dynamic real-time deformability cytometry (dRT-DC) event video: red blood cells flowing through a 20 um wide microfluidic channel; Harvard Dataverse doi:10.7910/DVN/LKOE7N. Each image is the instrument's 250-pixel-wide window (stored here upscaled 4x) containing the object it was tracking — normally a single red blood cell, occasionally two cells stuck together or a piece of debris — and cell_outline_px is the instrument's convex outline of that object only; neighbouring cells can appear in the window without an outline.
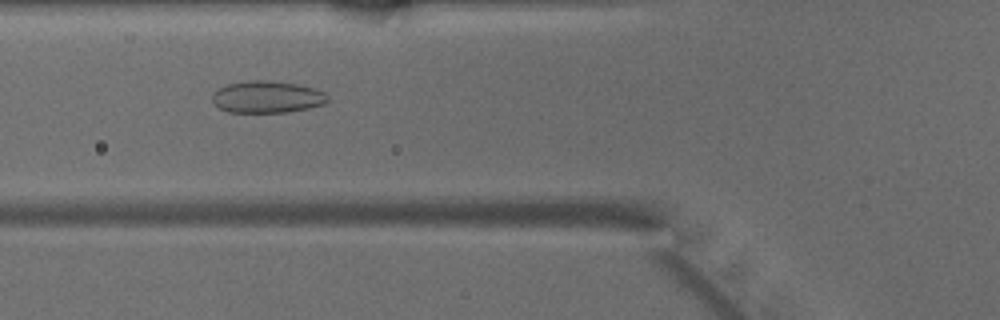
{"species": "common noctule bat (a hibernating species)", "species_latin": "Nyctalus noctula", "temperature_condition": "warm", "stored_images_in_passage": 40, "camera_frame_rate_fps": 3000, "um_per_image_px": 0.085, "animal": {"sex": "male", "body_mass_g": 15.6}, "frame": {"image": 1, "passage_image": 17, "time_ms": 5.333, "image_size_px": [1000, 320], "cell_outline_px": [[328, 100], [324, 104], [308, 108], [288, 112], [228, 112], [220, 108], [212, 100], [212, 92], [216, 88], [228, 84], [252, 80], [272, 80], [296, 84], [316, 88], [324, 92], [328, 96]], "centroid_in_image_um": [22.7, 8.23], "position_along_channel_um": 103.1, "area_um2": 21.62}}
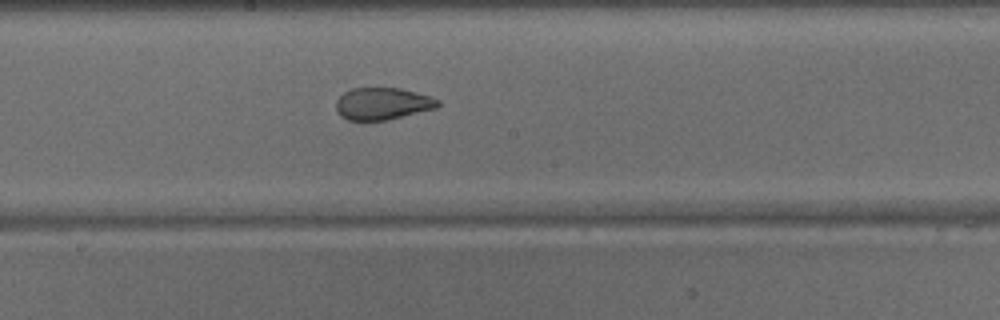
{"frame": {"image": 2, "passage_image": 25, "time_ms": 8.0, "image_size_px": [1000, 320], "cell_outline_px": [[440, 104], [436, 108], [384, 120], [348, 120], [340, 116], [336, 108], [336, 100], [344, 92], [352, 88], [400, 88], [416, 92], [440, 100]], "centroid_in_image_um": [32.49, 8.8], "position_along_channel_um": 215.7, "area_um2": 18.84}}
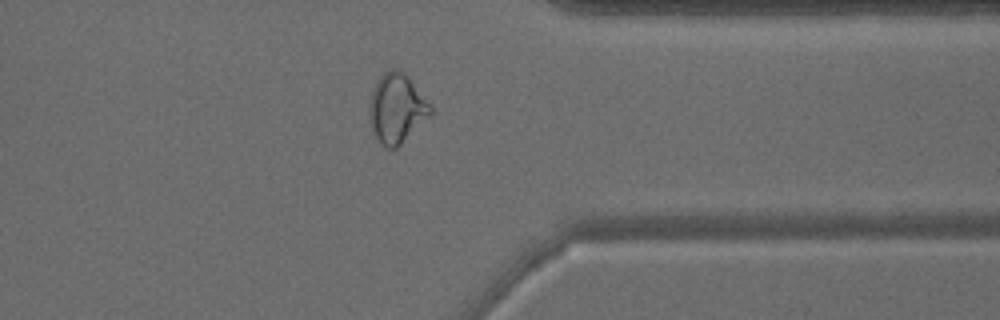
{"frame": {"image": 3, "passage_image": 37, "time_ms": 12.0, "image_size_px": [1000, 320], "cell_outline_px": [[432, 112], [396, 148], [388, 148], [376, 136], [372, 128], [368, 116], [368, 104], [376, 80], [384, 72], [392, 68], [404, 72], [408, 76], [432, 108]], "centroid_in_image_um": [33.67, 9.17], "position_along_channel_um": 377.7, "area_um2": 24.1}}